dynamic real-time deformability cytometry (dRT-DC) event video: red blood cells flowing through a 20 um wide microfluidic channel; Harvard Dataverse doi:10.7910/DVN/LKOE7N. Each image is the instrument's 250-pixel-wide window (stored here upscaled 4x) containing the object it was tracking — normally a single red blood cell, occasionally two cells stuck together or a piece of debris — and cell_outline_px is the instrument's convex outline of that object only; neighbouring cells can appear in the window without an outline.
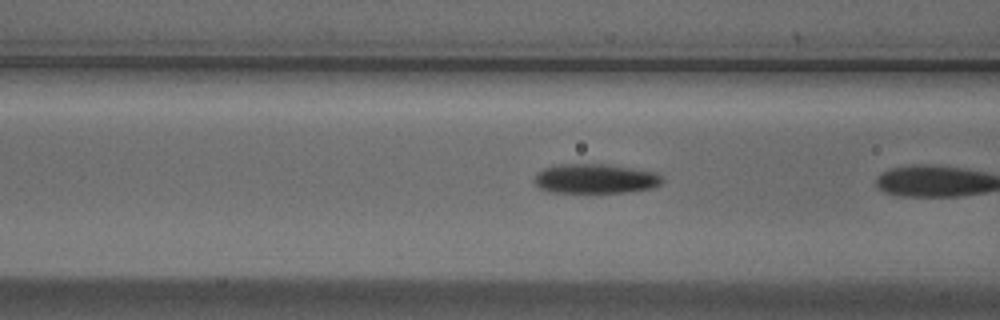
{"species": "Egyptian fruit bat (a non-hibernating species)", "species_latin": "Rousettus aegyptiacus", "temperature_condition": "cold", "stored_images_in_passage": 6, "camera_frame_rate_fps": 3000, "um_per_image_px": 0.085, "animal": {"sex": "male"}, "frame": {"image": 1, "passage_image": 5, "time_ms": 1.333, "image_size_px": [1000, 320], "cell_outline_px": [[664, 180], [660, 184], [652, 188], [628, 192], [552, 192], [540, 188], [532, 180], [536, 172], [544, 168], [556, 164], [604, 164], [656, 172], [664, 176]], "centroid_in_image_um": [50.59, 15.18], "position_along_channel_um": 116.0, "area_um2": 22.14}}